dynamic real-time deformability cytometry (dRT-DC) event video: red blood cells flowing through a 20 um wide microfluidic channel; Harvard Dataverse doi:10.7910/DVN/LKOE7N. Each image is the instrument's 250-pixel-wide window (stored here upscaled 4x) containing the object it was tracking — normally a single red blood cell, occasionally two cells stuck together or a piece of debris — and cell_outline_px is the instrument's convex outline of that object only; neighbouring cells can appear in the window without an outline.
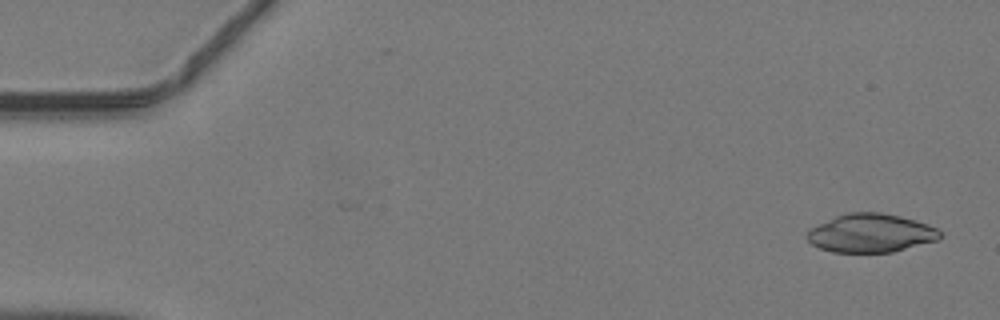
{"species": "common noctule bat (a hibernating species)", "species_latin": "Nyctalus noctula", "temperature_condition": "warm", "stored_images_in_passage": 46, "camera_frame_rate_fps": 3000, "um_per_image_px": 0.085, "animal": {"sex": "male", "body_mass_g": 19.2, "forearm_length_mm": 51.8}, "frame": {"image": 1, "passage_image": 2, "time_ms": 0.333, "image_size_px": [1000, 320], "cell_outline_px": [[944, 236], [940, 240], [892, 252], [832, 252], [820, 248], [812, 244], [804, 236], [812, 228], [836, 216], [848, 212], [880, 212], [900, 216], [916, 220], [928, 224], [944, 232]], "centroid_in_image_um": [74.09, 19.82], "position_along_channel_um": 10.9, "area_um2": 30.0}}